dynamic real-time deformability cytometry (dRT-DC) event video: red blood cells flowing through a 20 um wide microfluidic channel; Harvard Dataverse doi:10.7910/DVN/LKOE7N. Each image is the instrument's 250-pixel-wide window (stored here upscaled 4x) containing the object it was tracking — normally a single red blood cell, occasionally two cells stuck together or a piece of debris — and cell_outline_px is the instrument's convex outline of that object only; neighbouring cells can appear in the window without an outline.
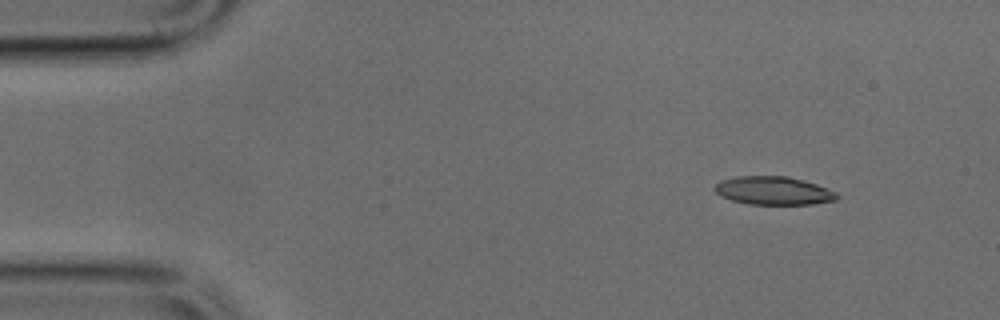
{"species": "common noctule bat (a hibernating species)", "species_latin": "Nyctalus noctula", "temperature_condition": "cold", "stored_images_in_passage": 44, "camera_frame_rate_fps": 3000, "um_per_image_px": 0.085, "animal": {"sex": "male", "body_mass_g": 17.9, "forearm_length_mm": 54.2}, "frame": {"image": 1, "passage_image": 1, "time_ms": 0.0, "image_size_px": [1000, 320], "cell_outline_px": [[840, 196], [836, 200], [812, 204], [748, 204], [732, 200], [720, 196], [712, 188], [720, 180], [736, 176], [788, 176], [816, 184], [828, 188], [836, 192]], "centroid_in_image_um": [65.73, 16.2], "position_along_channel_um": 19.3, "area_um2": 20.23}}
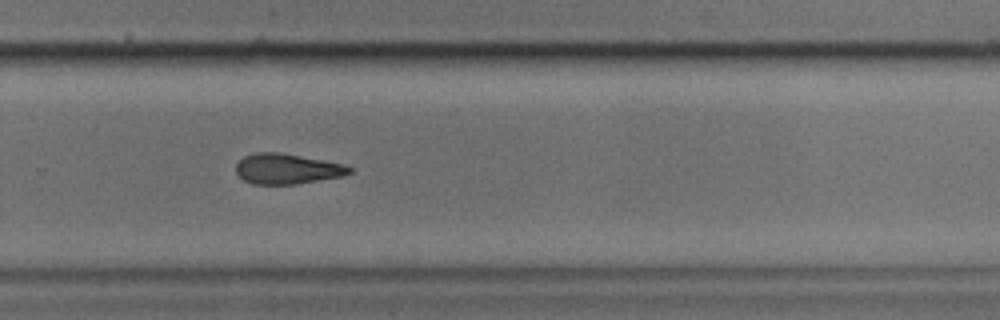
{"frame": {"image": 2, "passage_image": 28, "time_ms": 9.0, "image_size_px": [1000, 320], "cell_outline_px": [[352, 172], [344, 176], [296, 184], [252, 184], [244, 180], [236, 172], [236, 164], [244, 156], [256, 152], [280, 152], [344, 164], [352, 168]], "centroid_in_image_um": [24.41, 14.35], "position_along_channel_um": 305.4, "area_um2": 20.06}}
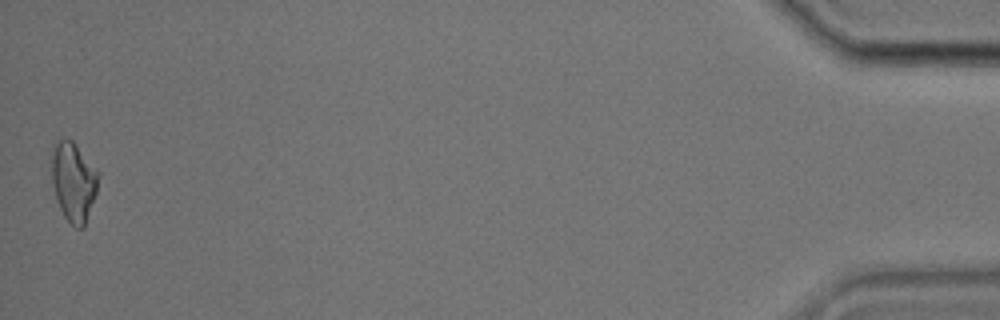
{"frame": {"image": 3, "passage_image": 44, "time_ms": 14.333, "image_size_px": [1000, 320], "cell_outline_px": [[100, 172], [96, 192], [84, 228], [76, 228], [64, 216], [56, 200], [52, 184], [52, 156], [56, 144], [64, 136], [72, 140], [76, 144]], "centroid_in_image_um": [6.26, 15.44], "position_along_channel_um": 428.9, "area_um2": 21.56}}